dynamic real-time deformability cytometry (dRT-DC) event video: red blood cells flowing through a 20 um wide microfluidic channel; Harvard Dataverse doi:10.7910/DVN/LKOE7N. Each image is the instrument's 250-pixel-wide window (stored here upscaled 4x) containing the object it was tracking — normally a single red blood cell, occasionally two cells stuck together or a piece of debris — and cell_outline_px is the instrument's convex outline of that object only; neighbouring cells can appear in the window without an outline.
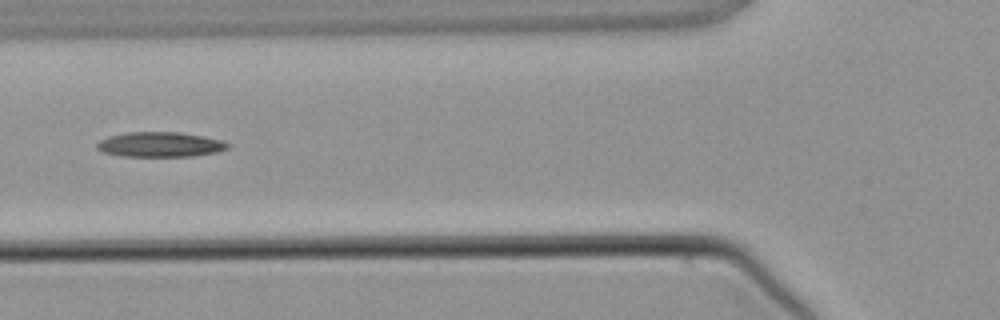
{"species": "common noctule bat (a hibernating species)", "species_latin": "Nyctalus noctula", "temperature_condition": "warm", "stored_images_in_passage": 4, "camera_frame_rate_fps": 3000, "um_per_image_px": 0.085, "animal": {"sex": "male", "body_mass_g": 21.5, "forearm_length_mm": 52.0}, "frame": {"image": 1, "passage_image": 3, "time_ms": 2.667, "image_size_px": [1000, 320], "cell_outline_px": [[232, 144], [228, 148], [216, 152], [192, 156], [120, 156], [104, 152], [96, 148], [96, 144], [100, 140], [108, 136], [128, 132], [180, 132], [204, 136], [224, 140]], "centroid_in_image_um": [13.64, 12.27], "position_along_channel_um": 112.2, "area_um2": 19.13}}
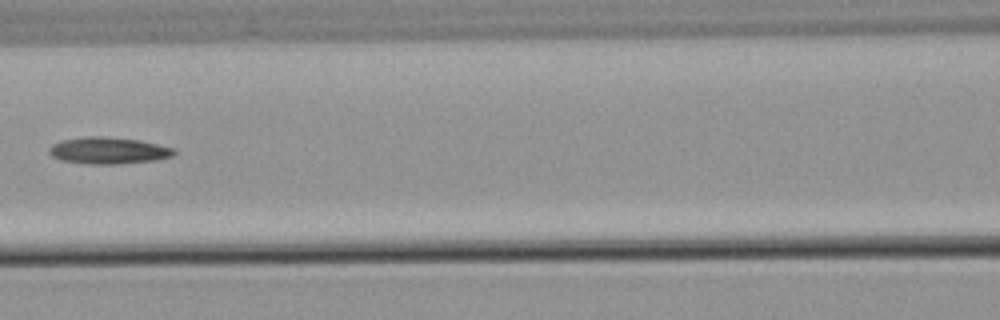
{"frame": {"image": 2, "passage_image": 4, "time_ms": 3.667, "image_size_px": [1000, 320], "cell_outline_px": [[176, 152], [172, 156], [156, 160], [116, 164], [88, 164], [60, 160], [52, 156], [48, 152], [48, 148], [52, 144], [64, 140], [88, 136], [100, 136], [140, 140], [172, 148]], "centroid_in_image_um": [9.18, 12.8], "position_along_channel_um": 157.4, "area_um2": 19.31}}